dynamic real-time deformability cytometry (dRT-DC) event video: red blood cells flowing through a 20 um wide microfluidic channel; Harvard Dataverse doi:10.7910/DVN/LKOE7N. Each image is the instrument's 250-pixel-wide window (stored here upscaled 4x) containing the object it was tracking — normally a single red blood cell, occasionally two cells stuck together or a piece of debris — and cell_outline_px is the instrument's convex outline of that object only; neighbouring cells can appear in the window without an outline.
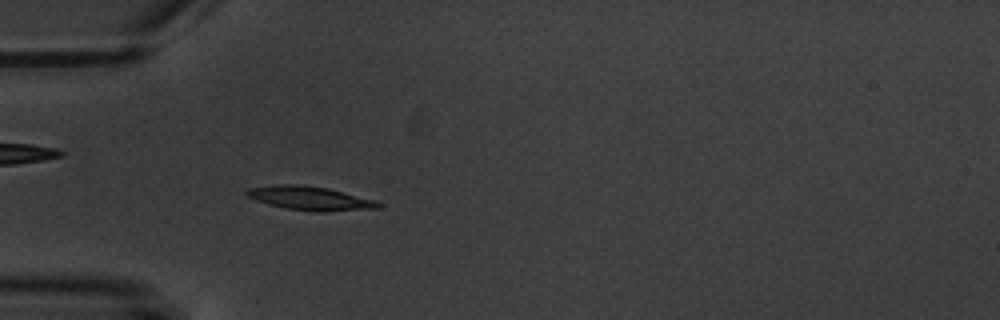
{"species": "common noctule bat (a hibernating species)", "species_latin": "Nyctalus noctula", "temperature_condition": "warm", "stored_images_in_passage": 6, "camera_frame_rate_fps": 3000, "um_per_image_px": 0.085, "animal": {"sex": "male", "body_mass_g": 20.1, "forearm_length_mm": 53.5}, "frame": {"image": 1, "passage_image": 6, "time_ms": 6.333, "image_size_px": [1000, 320], "cell_outline_px": [[384, 204], [380, 208], [324, 212], [320, 212], [284, 208], [268, 204], [256, 200], [248, 196], [244, 192], [248, 188], [276, 184], [296, 184], [328, 188], [376, 200]], "centroid_in_image_um": [26.38, 16.85], "position_along_channel_um": 58.6, "area_um2": 18.38}}